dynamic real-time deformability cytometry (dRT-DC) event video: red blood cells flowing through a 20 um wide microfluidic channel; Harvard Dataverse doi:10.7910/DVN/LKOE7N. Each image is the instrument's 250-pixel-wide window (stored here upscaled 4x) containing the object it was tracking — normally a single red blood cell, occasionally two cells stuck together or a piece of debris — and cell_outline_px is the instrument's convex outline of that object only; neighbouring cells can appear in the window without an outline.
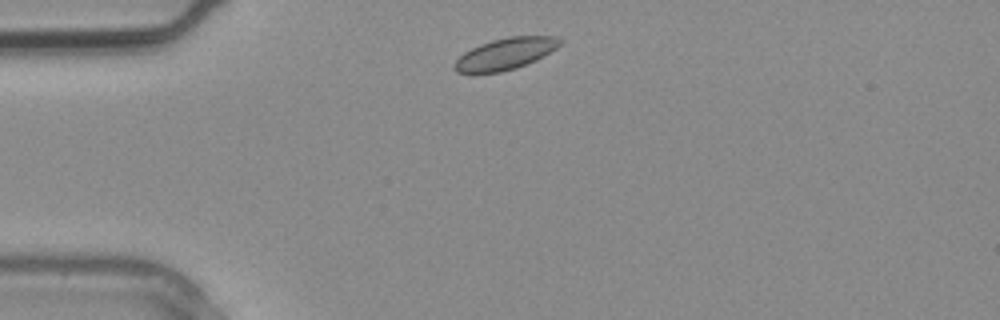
{"species": "common noctule bat (a hibernating species)", "species_latin": "Nyctalus noctula", "temperature_condition": "warm", "stored_images_in_passage": 1, "camera_frame_rate_fps": 3000, "um_per_image_px": 0.085, "animal": {"sex": "male", "body_mass_g": 20.4}, "frame": {"image": 1, "passage_image": 1, "time_ms": 0.0, "image_size_px": [1000, 320], "cell_outline_px": [[564, 40], [556, 48], [544, 56], [536, 60], [516, 68], [500, 72], [456, 72], [452, 68], [452, 64], [464, 52], [480, 44], [492, 40], [508, 36], [556, 36]], "centroid_in_image_um": [42.97, 4.56], "position_along_channel_um": 42.0, "area_um2": 19.36}}